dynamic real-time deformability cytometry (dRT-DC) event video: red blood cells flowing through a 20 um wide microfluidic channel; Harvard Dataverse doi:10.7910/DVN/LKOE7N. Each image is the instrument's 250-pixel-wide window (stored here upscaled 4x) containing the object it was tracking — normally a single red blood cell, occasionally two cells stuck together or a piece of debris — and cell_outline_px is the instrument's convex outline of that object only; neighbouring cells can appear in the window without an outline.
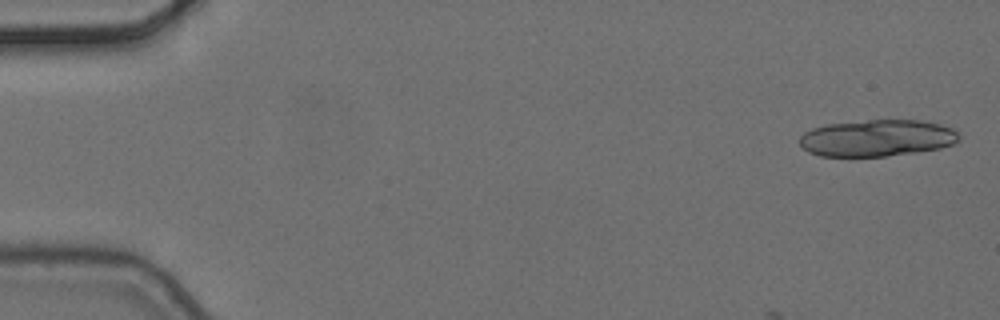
{"species": "common noctule bat (a hibernating species)", "species_latin": "Nyctalus noctula", "temperature_condition": "cold", "stored_images_in_passage": 5, "camera_frame_rate_fps": 3000, "um_per_image_px": 0.085, "animal": {"sex": "female", "body_mass_g": 24.6, "forearm_length_mm": 56.2}, "frame": {"image": 1, "passage_image": 1, "time_ms": 0.0, "image_size_px": [1000, 320], "cell_outline_px": [[960, 140], [952, 144], [940, 148], [888, 156], [820, 156], [808, 152], [800, 144], [800, 136], [804, 132], [812, 128], [828, 124], [868, 120], [920, 120], [940, 124], [952, 128], [960, 136]], "centroid_in_image_um": [74.55, 11.73], "position_along_channel_um": 10.5, "area_um2": 34.04}}